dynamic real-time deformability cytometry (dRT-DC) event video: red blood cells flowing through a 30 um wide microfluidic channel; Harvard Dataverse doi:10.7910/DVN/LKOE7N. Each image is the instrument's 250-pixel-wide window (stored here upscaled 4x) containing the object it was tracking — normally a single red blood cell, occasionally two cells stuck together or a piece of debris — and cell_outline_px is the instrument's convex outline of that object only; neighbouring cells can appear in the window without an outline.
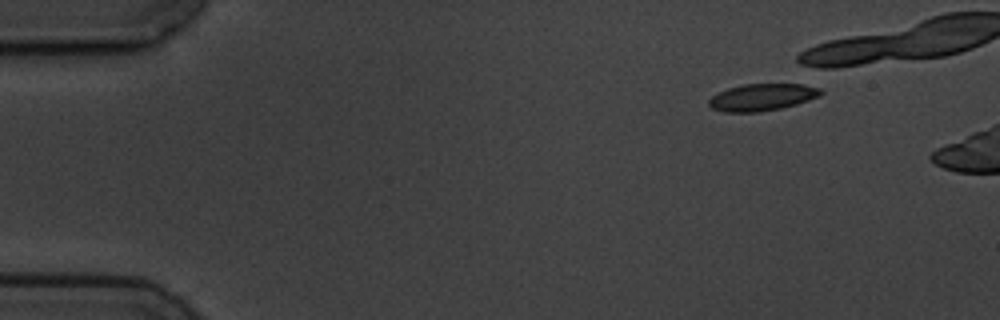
{"species": "common noctule bat (a hibernating species)", "species_latin": "Nyctalus noctula", "temperature_condition": "cold", "stored_images_in_passage": 3, "camera_frame_rate_fps": 3000, "um_per_image_px": 0.085, "animal": {"sex": "male", "body_mass_g": 19.5, "forearm_length_mm": 54.6}, "frame": {"image": 1, "passage_image": 1, "time_ms": 0.0, "image_size_px": [1000, 320], "cell_outline_px": [[824, 92], [820, 96], [796, 104], [780, 108], [760, 112], [724, 112], [712, 108], [708, 104], [708, 100], [712, 96], [728, 88], [744, 84], [804, 84], [820, 88]], "centroid_in_image_um": [64.79, 8.26], "position_along_channel_um": 20.2, "area_um2": 17.57}}